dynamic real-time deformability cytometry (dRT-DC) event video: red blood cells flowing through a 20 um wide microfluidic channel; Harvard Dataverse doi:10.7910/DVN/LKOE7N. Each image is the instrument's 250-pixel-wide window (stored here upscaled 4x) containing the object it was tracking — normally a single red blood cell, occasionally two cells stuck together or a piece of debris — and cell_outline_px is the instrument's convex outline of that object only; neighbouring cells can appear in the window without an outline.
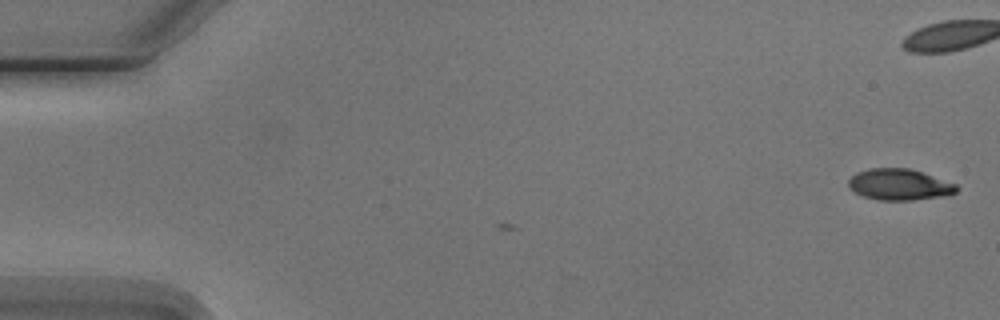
{"species": "Egyptian fruit bat (a non-hibernating species)", "species_latin": "Rousettus aegyptiacus", "temperature_condition": "cold", "stored_images_in_passage": 3, "camera_frame_rate_fps": 3000, "um_per_image_px": 0.085, "animal": {"sex": "male"}, "frame": {"image": 1, "passage_image": 3, "time_ms": 2.333, "image_size_px": [1000, 320], "cell_outline_px": [[960, 188], [956, 192], [948, 196], [912, 200], [880, 200], [864, 196], [856, 192], [848, 184], [848, 180], [856, 172], [868, 168], [908, 168], [924, 172], [956, 184]], "centroid_in_image_um": [76.5, 15.68], "position_along_channel_um": 8.5, "area_um2": 19.77}}